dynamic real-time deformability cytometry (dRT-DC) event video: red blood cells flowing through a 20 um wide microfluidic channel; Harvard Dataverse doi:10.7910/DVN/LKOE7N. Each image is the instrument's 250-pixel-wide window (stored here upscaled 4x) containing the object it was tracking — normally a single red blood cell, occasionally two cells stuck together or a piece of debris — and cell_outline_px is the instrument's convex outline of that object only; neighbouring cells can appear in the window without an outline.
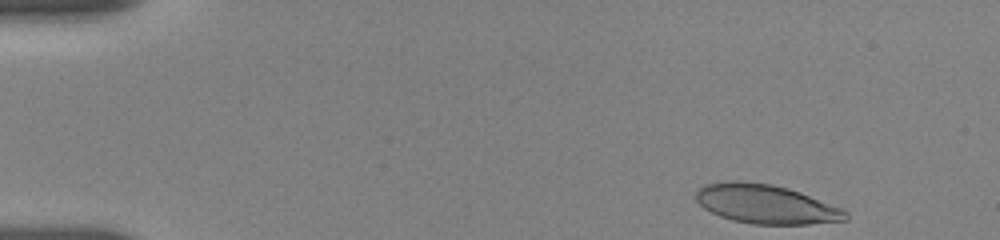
{"species": "human", "species_latin": "Homo sapiens", "temperature_condition": "room temperature", "stored_images_in_passage": 43, "camera_frame_rate_fps": 3000, "um_per_image_px": 0.085, "donor": {"sex": "female"}, "frame": {"image": 1, "passage_image": 1, "time_ms": 0.0, "image_size_px": [1000, 240], "cell_outline_px": [[848, 220], [808, 224], [752, 224], [732, 220], [720, 216], [704, 208], [696, 200], [696, 192], [704, 184], [732, 180], [736, 180], [772, 184], [788, 188], [800, 192], [844, 208], [848, 212]], "centroid_in_image_um": [65.13, 17.35], "position_along_channel_um": 19.9, "area_um2": 34.22}}
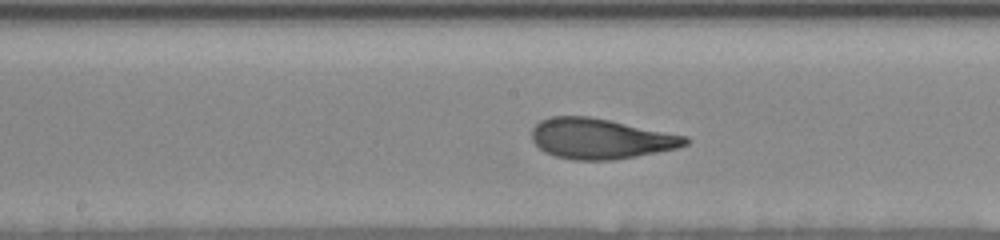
{"frame": {"image": 2, "passage_image": 24, "time_ms": 7.667, "image_size_px": [1000, 240], "cell_outline_px": [[692, 140], [688, 144], [676, 148], [636, 156], [612, 160], [572, 160], [556, 156], [540, 148], [532, 140], [532, 128], [540, 120], [552, 116], [588, 116], [688, 136]], "centroid_in_image_um": [51.05, 11.78], "position_along_channel_um": 197.1, "area_um2": 35.89}}
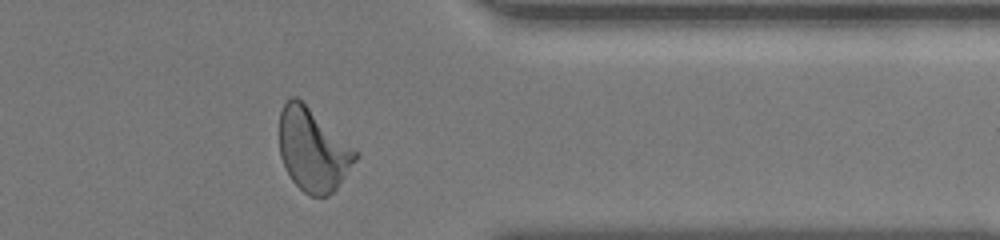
{"frame": {"image": 3, "passage_image": 40, "time_ms": 13.0, "image_size_px": [1000, 240], "cell_outline_px": [[356, 160], [336, 188], [328, 196], [308, 196], [292, 180], [284, 168], [280, 156], [280, 112], [284, 104], [292, 96], [296, 96], [356, 152]], "centroid_in_image_um": [26.54, 12.78], "position_along_channel_um": 384.9, "area_um2": 35.6}, "authors_computed_cell_mechanics": {"area_um2": 35.547, "velocity_mm_per_s": 3.6627, "shape_relaxation_time_tau1_ms": 5.6887, "shape_relaxation_time_tau2_ms": 0.9459, "deformation_change_tau1": 0.2085, "deformation_change_tau2": 0.08}}